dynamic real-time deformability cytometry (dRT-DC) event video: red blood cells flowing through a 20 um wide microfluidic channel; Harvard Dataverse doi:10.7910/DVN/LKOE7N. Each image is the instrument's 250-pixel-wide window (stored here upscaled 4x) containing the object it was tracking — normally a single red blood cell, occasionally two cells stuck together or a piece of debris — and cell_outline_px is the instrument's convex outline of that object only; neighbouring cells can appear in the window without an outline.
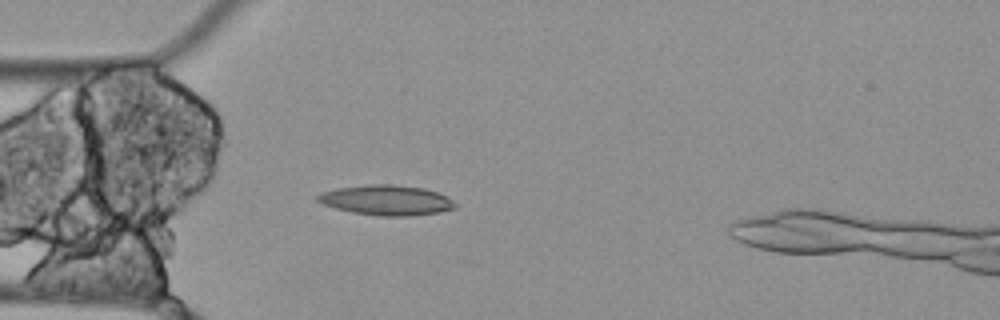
{"species": "Egyptian fruit bat (a non-hibernating species)", "species_latin": "Rousettus aegyptiacus", "temperature_condition": "cold", "stored_images_in_passage": 3, "camera_frame_rate_fps": 3000, "um_per_image_px": 0.085, "animal": {"sex": "female"}, "frame": {"image": 1, "passage_image": 3, "time_ms": 0.667, "image_size_px": [1000, 320], "cell_outline_px": [[456, 208], [440, 212], [412, 216], [380, 216], [352, 212], [336, 208], [324, 204], [316, 200], [316, 196], [320, 192], [336, 188], [368, 184], [392, 184], [424, 188], [448, 196], [456, 204]], "centroid_in_image_um": [32.86, 17.01], "position_along_channel_um": 52.1, "area_um2": 24.28}}